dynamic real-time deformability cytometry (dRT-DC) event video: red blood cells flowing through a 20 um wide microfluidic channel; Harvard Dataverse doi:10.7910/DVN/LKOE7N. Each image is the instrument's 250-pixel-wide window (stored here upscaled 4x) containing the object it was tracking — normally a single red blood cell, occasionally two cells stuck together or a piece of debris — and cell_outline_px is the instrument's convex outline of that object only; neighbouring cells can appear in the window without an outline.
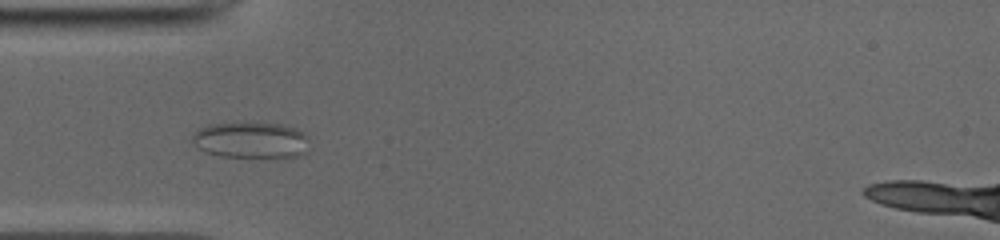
{"species": "common noctule bat (a hibernating species)", "species_latin": "Nyctalus noctula", "temperature_condition": "cold", "stored_images_in_passage": 50, "camera_frame_rate_fps": 3000, "um_per_image_px": 0.085, "animal": {"sex": "male", "body_mass_g": 19.0, "forearm_length_mm": 50.8}, "frame": {"image": 1, "passage_image": 13, "time_ms": 4.0, "image_size_px": [1000, 240], "cell_outline_px": [[312, 148], [296, 156], [220, 156], [208, 152], [200, 148], [192, 140], [192, 136], [200, 128], [208, 124], [244, 120], [280, 124], [296, 128], [304, 132], [308, 136]], "centroid_in_image_um": [21.38, 11.84], "position_along_channel_um": 63.6, "area_um2": 25.14}}
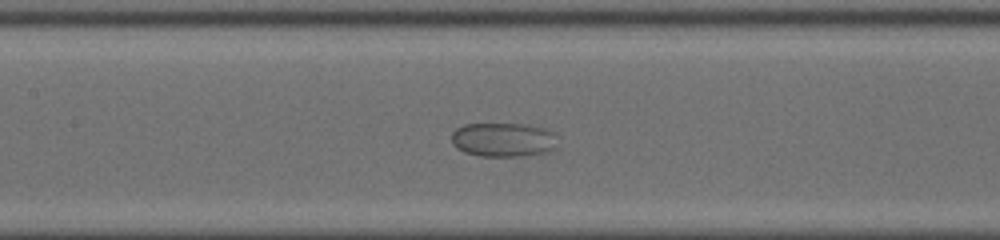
{"frame": {"image": 2, "passage_image": 21, "time_ms": 6.667, "image_size_px": [1000, 240], "cell_outline_px": [[556, 148], [544, 152], [524, 156], [480, 156], [464, 152], [456, 148], [452, 144], [452, 132], [456, 128], [464, 124], [520, 124], [540, 128], [552, 132]], "centroid_in_image_um": [42.69, 11.88], "position_along_channel_um": 164.7, "area_um2": 20.81}}
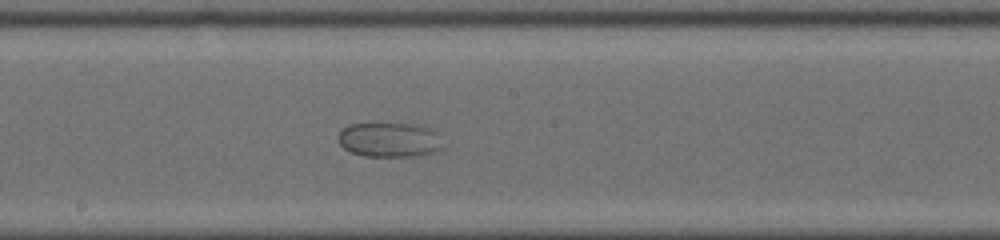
{"frame": {"image": 3, "passage_image": 25, "time_ms": 8.0, "image_size_px": [1000, 240], "cell_outline_px": [[440, 148], [432, 152], [420, 156], [364, 156], [352, 152], [344, 148], [340, 144], [340, 132], [348, 124], [408, 124], [428, 128], [436, 132]], "centroid_in_image_um": [33.05, 11.89], "position_along_channel_um": 215.1, "area_um2": 20.46}}